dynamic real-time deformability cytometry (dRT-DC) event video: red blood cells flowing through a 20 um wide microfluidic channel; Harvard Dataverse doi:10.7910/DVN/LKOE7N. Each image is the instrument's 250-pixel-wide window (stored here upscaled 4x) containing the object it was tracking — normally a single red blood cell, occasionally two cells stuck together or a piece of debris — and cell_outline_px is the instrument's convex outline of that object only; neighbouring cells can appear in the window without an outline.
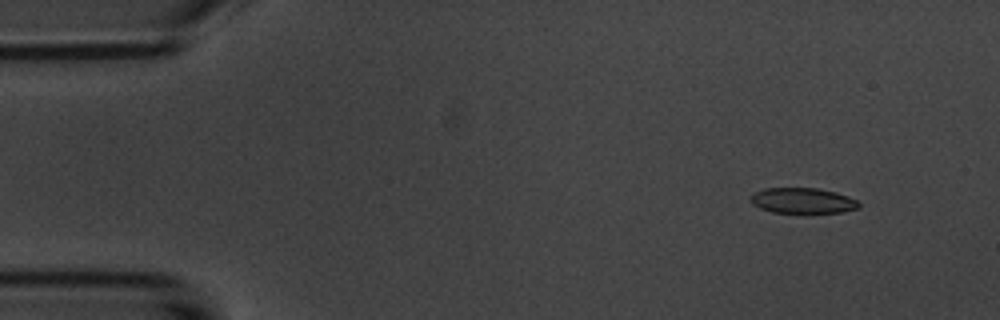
{"species": "common noctule bat (a hibernating species)", "species_latin": "Nyctalus noctula", "temperature_condition": "room temperature", "stored_images_in_passage": 5, "camera_frame_rate_fps": 3000, "um_per_image_px": 0.085, "animal": {"sex": "male", "body_mass_g": 20.1, "forearm_length_mm": 53.5}, "frame": {"image": 1, "passage_image": 1, "time_ms": 0.0, "image_size_px": [1000, 320], "cell_outline_px": [[860, 208], [840, 212], [772, 212], [760, 208], [752, 204], [752, 192], [764, 188], [816, 188], [836, 192], [848, 196], [856, 200], [860, 204]], "centroid_in_image_um": [68.22, 17.04], "position_along_channel_um": 16.8, "area_um2": 15.95}}
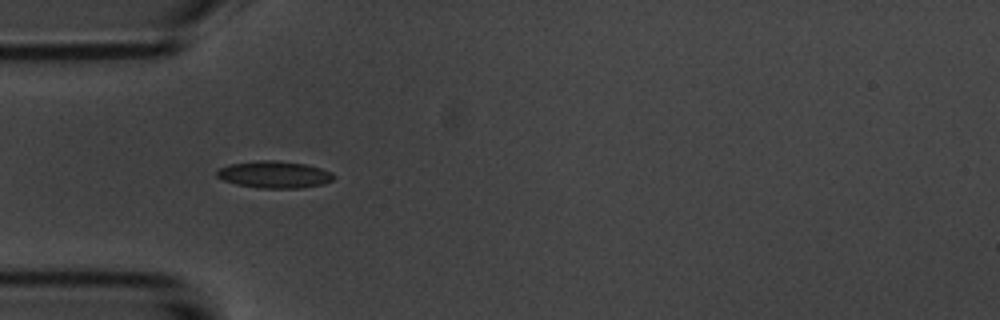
{"frame": {"image": 2, "passage_image": 4, "time_ms": 3.667, "image_size_px": [1000, 320], "cell_outline_px": [[336, 176], [332, 180], [324, 184], [300, 188], [256, 188], [236, 184], [224, 180], [216, 176], [216, 172], [220, 168], [228, 164], [260, 160], [272, 160], [304, 164], [320, 168], [332, 172]], "centroid_in_image_um": [23.32, 14.84], "position_along_channel_um": 61.7, "area_um2": 18.38}}